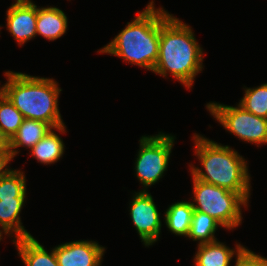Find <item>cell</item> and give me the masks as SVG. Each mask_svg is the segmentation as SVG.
I'll return each mask as SVG.
<instances>
[{
  "label": "cell",
  "instance_id": "cell-19",
  "mask_svg": "<svg viewBox=\"0 0 267 266\" xmlns=\"http://www.w3.org/2000/svg\"><path fill=\"white\" fill-rule=\"evenodd\" d=\"M24 120L21 112L10 102L0 89V131L9 141Z\"/></svg>",
  "mask_w": 267,
  "mask_h": 266
},
{
  "label": "cell",
  "instance_id": "cell-7",
  "mask_svg": "<svg viewBox=\"0 0 267 266\" xmlns=\"http://www.w3.org/2000/svg\"><path fill=\"white\" fill-rule=\"evenodd\" d=\"M173 142L174 137L165 134L144 136L140 139L135 169L145 188L154 185L162 177L168 165Z\"/></svg>",
  "mask_w": 267,
  "mask_h": 266
},
{
  "label": "cell",
  "instance_id": "cell-6",
  "mask_svg": "<svg viewBox=\"0 0 267 266\" xmlns=\"http://www.w3.org/2000/svg\"><path fill=\"white\" fill-rule=\"evenodd\" d=\"M207 108L225 129L239 139L256 144L267 143V118L256 116L240 105L209 103Z\"/></svg>",
  "mask_w": 267,
  "mask_h": 266
},
{
  "label": "cell",
  "instance_id": "cell-15",
  "mask_svg": "<svg viewBox=\"0 0 267 266\" xmlns=\"http://www.w3.org/2000/svg\"><path fill=\"white\" fill-rule=\"evenodd\" d=\"M234 250L218 241L198 245L195 266H229Z\"/></svg>",
  "mask_w": 267,
  "mask_h": 266
},
{
  "label": "cell",
  "instance_id": "cell-1",
  "mask_svg": "<svg viewBox=\"0 0 267 266\" xmlns=\"http://www.w3.org/2000/svg\"><path fill=\"white\" fill-rule=\"evenodd\" d=\"M202 55L191 28L164 11L160 15L159 55L153 72L163 76L170 72L189 88L203 68Z\"/></svg>",
  "mask_w": 267,
  "mask_h": 266
},
{
  "label": "cell",
  "instance_id": "cell-25",
  "mask_svg": "<svg viewBox=\"0 0 267 266\" xmlns=\"http://www.w3.org/2000/svg\"><path fill=\"white\" fill-rule=\"evenodd\" d=\"M24 1H30V0H16V2H24Z\"/></svg>",
  "mask_w": 267,
  "mask_h": 266
},
{
  "label": "cell",
  "instance_id": "cell-18",
  "mask_svg": "<svg viewBox=\"0 0 267 266\" xmlns=\"http://www.w3.org/2000/svg\"><path fill=\"white\" fill-rule=\"evenodd\" d=\"M218 225L221 226V224L213 217L201 211L194 210L187 237L194 241L199 240V244L214 242L216 241L214 233Z\"/></svg>",
  "mask_w": 267,
  "mask_h": 266
},
{
  "label": "cell",
  "instance_id": "cell-26",
  "mask_svg": "<svg viewBox=\"0 0 267 266\" xmlns=\"http://www.w3.org/2000/svg\"><path fill=\"white\" fill-rule=\"evenodd\" d=\"M1 237H2V231H0V240L2 239Z\"/></svg>",
  "mask_w": 267,
  "mask_h": 266
},
{
  "label": "cell",
  "instance_id": "cell-11",
  "mask_svg": "<svg viewBox=\"0 0 267 266\" xmlns=\"http://www.w3.org/2000/svg\"><path fill=\"white\" fill-rule=\"evenodd\" d=\"M67 29V17L56 7L37 8L36 35L48 40L61 37Z\"/></svg>",
  "mask_w": 267,
  "mask_h": 266
},
{
  "label": "cell",
  "instance_id": "cell-4",
  "mask_svg": "<svg viewBox=\"0 0 267 266\" xmlns=\"http://www.w3.org/2000/svg\"><path fill=\"white\" fill-rule=\"evenodd\" d=\"M195 153L205 172L191 167L195 179L240 193L247 201L250 194L249 174L245 160L229 146H223L194 135Z\"/></svg>",
  "mask_w": 267,
  "mask_h": 266
},
{
  "label": "cell",
  "instance_id": "cell-5",
  "mask_svg": "<svg viewBox=\"0 0 267 266\" xmlns=\"http://www.w3.org/2000/svg\"><path fill=\"white\" fill-rule=\"evenodd\" d=\"M194 210L201 211L216 219L222 227L232 229L240 225L241 205L247 200L240 194L193 177Z\"/></svg>",
  "mask_w": 267,
  "mask_h": 266
},
{
  "label": "cell",
  "instance_id": "cell-21",
  "mask_svg": "<svg viewBox=\"0 0 267 266\" xmlns=\"http://www.w3.org/2000/svg\"><path fill=\"white\" fill-rule=\"evenodd\" d=\"M26 181L22 172L11 170L0 178V199L25 198Z\"/></svg>",
  "mask_w": 267,
  "mask_h": 266
},
{
  "label": "cell",
  "instance_id": "cell-3",
  "mask_svg": "<svg viewBox=\"0 0 267 266\" xmlns=\"http://www.w3.org/2000/svg\"><path fill=\"white\" fill-rule=\"evenodd\" d=\"M163 12L162 8L155 9L151 1L99 52L122 57L124 61L153 71L159 55L160 15Z\"/></svg>",
  "mask_w": 267,
  "mask_h": 266
},
{
  "label": "cell",
  "instance_id": "cell-2",
  "mask_svg": "<svg viewBox=\"0 0 267 266\" xmlns=\"http://www.w3.org/2000/svg\"><path fill=\"white\" fill-rule=\"evenodd\" d=\"M7 83L2 93L21 112L24 119L48 123L53 129L65 132L58 109L61 91L53 79L34 77L23 73L6 72Z\"/></svg>",
  "mask_w": 267,
  "mask_h": 266
},
{
  "label": "cell",
  "instance_id": "cell-20",
  "mask_svg": "<svg viewBox=\"0 0 267 266\" xmlns=\"http://www.w3.org/2000/svg\"><path fill=\"white\" fill-rule=\"evenodd\" d=\"M239 105L256 116L267 118V83L246 89Z\"/></svg>",
  "mask_w": 267,
  "mask_h": 266
},
{
  "label": "cell",
  "instance_id": "cell-9",
  "mask_svg": "<svg viewBox=\"0 0 267 266\" xmlns=\"http://www.w3.org/2000/svg\"><path fill=\"white\" fill-rule=\"evenodd\" d=\"M104 247L92 241H73L55 247L59 266H100Z\"/></svg>",
  "mask_w": 267,
  "mask_h": 266
},
{
  "label": "cell",
  "instance_id": "cell-22",
  "mask_svg": "<svg viewBox=\"0 0 267 266\" xmlns=\"http://www.w3.org/2000/svg\"><path fill=\"white\" fill-rule=\"evenodd\" d=\"M237 247V259L235 266H267V258L249 251L240 244Z\"/></svg>",
  "mask_w": 267,
  "mask_h": 266
},
{
  "label": "cell",
  "instance_id": "cell-17",
  "mask_svg": "<svg viewBox=\"0 0 267 266\" xmlns=\"http://www.w3.org/2000/svg\"><path fill=\"white\" fill-rule=\"evenodd\" d=\"M32 156L39 162L51 164L60 159L64 153L61 138L51 129L36 145L31 148Z\"/></svg>",
  "mask_w": 267,
  "mask_h": 266
},
{
  "label": "cell",
  "instance_id": "cell-24",
  "mask_svg": "<svg viewBox=\"0 0 267 266\" xmlns=\"http://www.w3.org/2000/svg\"><path fill=\"white\" fill-rule=\"evenodd\" d=\"M0 150H9V141L0 131Z\"/></svg>",
  "mask_w": 267,
  "mask_h": 266
},
{
  "label": "cell",
  "instance_id": "cell-14",
  "mask_svg": "<svg viewBox=\"0 0 267 266\" xmlns=\"http://www.w3.org/2000/svg\"><path fill=\"white\" fill-rule=\"evenodd\" d=\"M25 198L0 199V225L5 234L15 232L16 239L31 237L30 233L21 226L19 213Z\"/></svg>",
  "mask_w": 267,
  "mask_h": 266
},
{
  "label": "cell",
  "instance_id": "cell-8",
  "mask_svg": "<svg viewBox=\"0 0 267 266\" xmlns=\"http://www.w3.org/2000/svg\"><path fill=\"white\" fill-rule=\"evenodd\" d=\"M133 197L132 204H130L132 221L144 244L146 246L152 245L157 241L160 234V213L152 196L146 190L137 192Z\"/></svg>",
  "mask_w": 267,
  "mask_h": 266
},
{
  "label": "cell",
  "instance_id": "cell-12",
  "mask_svg": "<svg viewBox=\"0 0 267 266\" xmlns=\"http://www.w3.org/2000/svg\"><path fill=\"white\" fill-rule=\"evenodd\" d=\"M13 242L26 266H59L55 256V248L49 254L33 236L15 239Z\"/></svg>",
  "mask_w": 267,
  "mask_h": 266
},
{
  "label": "cell",
  "instance_id": "cell-16",
  "mask_svg": "<svg viewBox=\"0 0 267 266\" xmlns=\"http://www.w3.org/2000/svg\"><path fill=\"white\" fill-rule=\"evenodd\" d=\"M194 208L190 202H177L170 205L165 213V223L176 235L188 236Z\"/></svg>",
  "mask_w": 267,
  "mask_h": 266
},
{
  "label": "cell",
  "instance_id": "cell-13",
  "mask_svg": "<svg viewBox=\"0 0 267 266\" xmlns=\"http://www.w3.org/2000/svg\"><path fill=\"white\" fill-rule=\"evenodd\" d=\"M51 129L48 123L24 119L17 132L9 140V150L14 157L17 151L14 150L20 146L32 148L36 145Z\"/></svg>",
  "mask_w": 267,
  "mask_h": 266
},
{
  "label": "cell",
  "instance_id": "cell-23",
  "mask_svg": "<svg viewBox=\"0 0 267 266\" xmlns=\"http://www.w3.org/2000/svg\"><path fill=\"white\" fill-rule=\"evenodd\" d=\"M13 158L10 150H0V178L6 176L11 170L7 167L9 161Z\"/></svg>",
  "mask_w": 267,
  "mask_h": 266
},
{
  "label": "cell",
  "instance_id": "cell-10",
  "mask_svg": "<svg viewBox=\"0 0 267 266\" xmlns=\"http://www.w3.org/2000/svg\"><path fill=\"white\" fill-rule=\"evenodd\" d=\"M37 6L30 0L16 2L7 11V28L20 45L36 36Z\"/></svg>",
  "mask_w": 267,
  "mask_h": 266
}]
</instances>
